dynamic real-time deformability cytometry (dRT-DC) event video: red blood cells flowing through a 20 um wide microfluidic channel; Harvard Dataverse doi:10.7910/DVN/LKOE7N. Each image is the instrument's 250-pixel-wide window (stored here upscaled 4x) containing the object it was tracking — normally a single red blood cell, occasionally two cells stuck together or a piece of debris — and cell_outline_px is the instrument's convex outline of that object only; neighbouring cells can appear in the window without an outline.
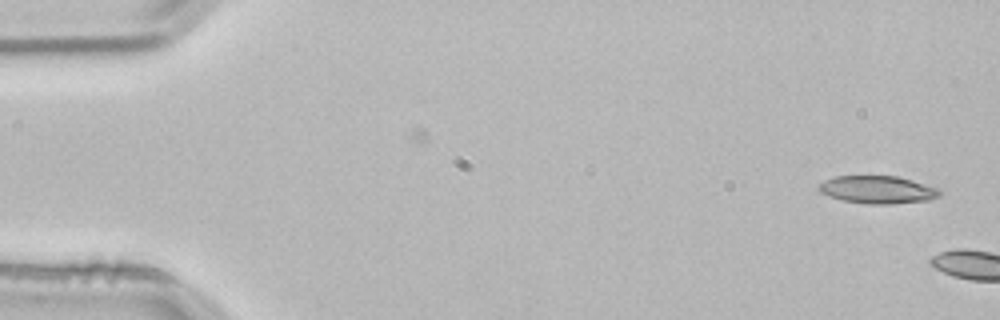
{"species": "common noctule bat (a hibernating species)", "species_latin": "Nyctalus noctula", "temperature_condition": "room temperature", "stored_images_in_passage": 4, "camera_frame_rate_fps": 3000, "um_per_image_px": 0.085, "animal": {"sex": "male", "body_mass_g": 21.5, "forearm_length_mm": 52.0}, "frame": {"image": 1, "passage_image": 1, "time_ms": 0.0, "image_size_px": [1000, 320], "cell_outline_px": [[940, 196], [928, 200], [888, 204], [868, 204], [844, 200], [820, 192], [816, 188], [824, 180], [836, 176], [896, 176], [912, 180], [936, 188], [940, 192]], "centroid_in_image_um": [74.57, 16.12], "position_along_channel_um": 10.4, "area_um2": 19.19}}